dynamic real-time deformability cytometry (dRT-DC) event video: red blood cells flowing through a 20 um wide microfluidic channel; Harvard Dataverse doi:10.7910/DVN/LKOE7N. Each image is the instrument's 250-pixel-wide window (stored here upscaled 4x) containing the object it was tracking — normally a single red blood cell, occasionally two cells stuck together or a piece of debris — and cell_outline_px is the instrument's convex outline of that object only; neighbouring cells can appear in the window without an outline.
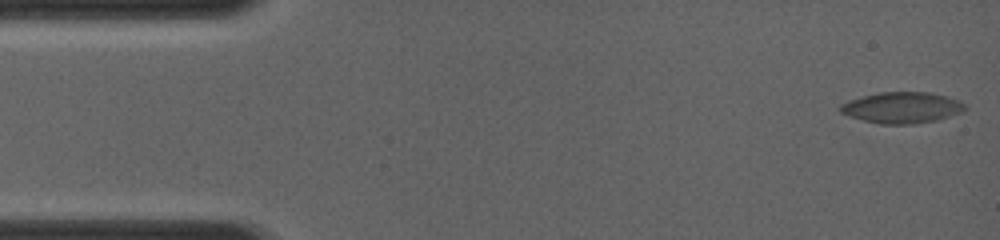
{"species": "common noctule bat (a hibernating species)", "species_latin": "Nyctalus noctula", "temperature_condition": "room temperature", "stored_images_in_passage": 5, "camera_frame_rate_fps": 4000, "um_per_image_px": 0.085, "animal": {"sex": "female", "body_mass_g": 19.0, "forearm_length_mm": 56.7}, "frame": {"image": 1, "passage_image": 1, "time_ms": 0.0, "image_size_px": [1000, 240], "cell_outline_px": [[968, 108], [960, 112], [940, 120], [916, 124], [880, 124], [864, 120], [840, 112], [836, 108], [840, 104], [848, 100], [880, 92], [928, 92], [960, 100]], "centroid_in_image_um": [76.67, 9.15], "position_along_channel_um": 8.3, "area_um2": 22.66}}
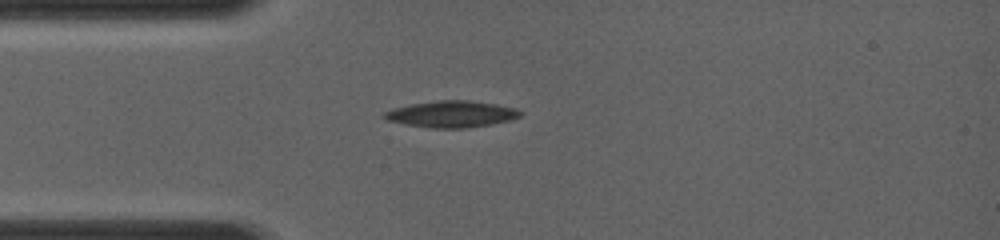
{"frame": {"image": 2, "passage_image": 5, "time_ms": 3.25, "image_size_px": [1000, 240], "cell_outline_px": [[520, 116], [508, 120], [492, 124], [468, 128], [432, 128], [404, 124], [388, 120], [380, 116], [384, 112], [392, 108], [412, 104], [436, 100], [468, 100], [496, 104], [516, 108], [520, 112]], "centroid_in_image_um": [38.33, 9.7], "position_along_channel_um": 46.7, "area_um2": 20.98}}